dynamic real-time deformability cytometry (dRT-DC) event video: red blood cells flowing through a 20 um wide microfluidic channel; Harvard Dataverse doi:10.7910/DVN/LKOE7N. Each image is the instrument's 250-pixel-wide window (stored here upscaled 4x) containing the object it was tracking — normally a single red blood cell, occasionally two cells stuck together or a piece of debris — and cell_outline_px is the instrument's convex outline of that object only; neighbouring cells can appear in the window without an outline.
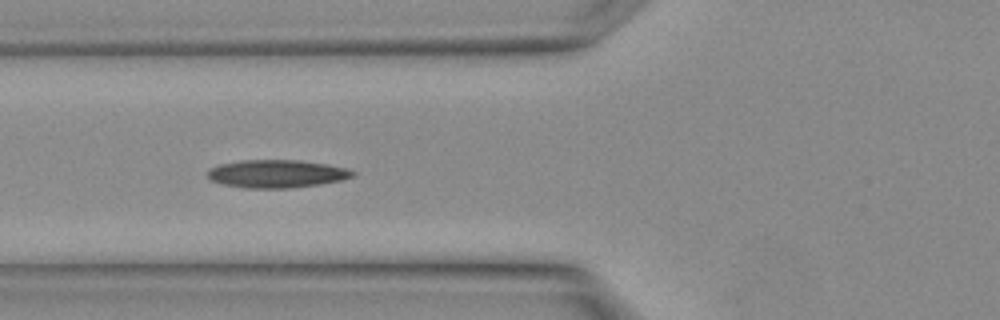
{"species": "Egyptian fruit bat (a non-hibernating species)", "species_latin": "Rousettus aegyptiacus", "temperature_condition": "warm", "stored_images_in_passage": 24, "camera_frame_rate_fps": 3000, "um_per_image_px": 0.085, "animal": {"sex": "female"}, "frame": {"image": 1, "passage_image": 4, "time_ms": 1.0, "image_size_px": [1000, 320], "cell_outline_px": [[356, 172], [352, 176], [340, 180], [320, 184], [288, 188], [248, 188], [224, 184], [212, 180], [208, 176], [208, 172], [212, 168], [220, 164], [240, 160], [300, 160], [324, 164], [344, 168]], "centroid_in_image_um": [23.51, 14.76], "position_along_channel_um": 102.3, "area_um2": 23.18}}